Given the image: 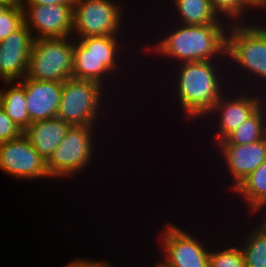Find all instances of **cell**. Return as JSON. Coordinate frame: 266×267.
I'll return each instance as SVG.
<instances>
[{"instance_id":"6da1fadb","label":"cell","mask_w":266,"mask_h":267,"mask_svg":"<svg viewBox=\"0 0 266 267\" xmlns=\"http://www.w3.org/2000/svg\"><path fill=\"white\" fill-rule=\"evenodd\" d=\"M176 24L174 29L168 30L160 40L157 39L158 42L155 41L154 46L147 45L149 54L155 52L159 58L161 55L162 58L166 56L168 61L172 60L177 66L185 62L226 58V34L229 24Z\"/></svg>"},{"instance_id":"7a4b0ae2","label":"cell","mask_w":266,"mask_h":267,"mask_svg":"<svg viewBox=\"0 0 266 267\" xmlns=\"http://www.w3.org/2000/svg\"><path fill=\"white\" fill-rule=\"evenodd\" d=\"M223 60L227 61L226 58H222L211 61L185 62L178 64L179 67H175V69L177 68L175 83L172 82V84H175L173 88H176V92L173 95L180 104L178 106L183 109L181 112L185 116L184 119L195 122L198 117L199 120L206 117L215 107L218 99L225 93L223 87L226 83L225 78H222L224 69L220 68L226 67L222 65L221 61Z\"/></svg>"},{"instance_id":"3957f363","label":"cell","mask_w":266,"mask_h":267,"mask_svg":"<svg viewBox=\"0 0 266 267\" xmlns=\"http://www.w3.org/2000/svg\"><path fill=\"white\" fill-rule=\"evenodd\" d=\"M256 18V22L253 20L251 23L229 24L226 34V59L228 65L230 63L231 67L235 66L233 69L242 71L239 75L245 72V83L251 78L256 83L259 80L263 87V84H266V22H259Z\"/></svg>"},{"instance_id":"277c9868","label":"cell","mask_w":266,"mask_h":267,"mask_svg":"<svg viewBox=\"0 0 266 267\" xmlns=\"http://www.w3.org/2000/svg\"><path fill=\"white\" fill-rule=\"evenodd\" d=\"M104 85L77 78L63 82L57 118L72 126H96L102 112L106 88ZM104 91V92H103Z\"/></svg>"},{"instance_id":"5b68a950","label":"cell","mask_w":266,"mask_h":267,"mask_svg":"<svg viewBox=\"0 0 266 267\" xmlns=\"http://www.w3.org/2000/svg\"><path fill=\"white\" fill-rule=\"evenodd\" d=\"M73 48L72 36L35 39L25 77L54 82L68 80L73 72Z\"/></svg>"},{"instance_id":"8992f818","label":"cell","mask_w":266,"mask_h":267,"mask_svg":"<svg viewBox=\"0 0 266 267\" xmlns=\"http://www.w3.org/2000/svg\"><path fill=\"white\" fill-rule=\"evenodd\" d=\"M96 126H71L47 161V170L51 179L71 178L82 172L92 163ZM89 163V164H88Z\"/></svg>"},{"instance_id":"52a82bcc","label":"cell","mask_w":266,"mask_h":267,"mask_svg":"<svg viewBox=\"0 0 266 267\" xmlns=\"http://www.w3.org/2000/svg\"><path fill=\"white\" fill-rule=\"evenodd\" d=\"M120 4L114 0H74L72 37L121 36L125 9Z\"/></svg>"},{"instance_id":"ba28073f","label":"cell","mask_w":266,"mask_h":267,"mask_svg":"<svg viewBox=\"0 0 266 267\" xmlns=\"http://www.w3.org/2000/svg\"><path fill=\"white\" fill-rule=\"evenodd\" d=\"M165 227L157 238L164 255L154 267H209L208 245L173 223Z\"/></svg>"},{"instance_id":"9c48e42d","label":"cell","mask_w":266,"mask_h":267,"mask_svg":"<svg viewBox=\"0 0 266 267\" xmlns=\"http://www.w3.org/2000/svg\"><path fill=\"white\" fill-rule=\"evenodd\" d=\"M0 170L18 180L50 178L47 162L35 150L23 133L15 139L0 143Z\"/></svg>"},{"instance_id":"30bf717a","label":"cell","mask_w":266,"mask_h":267,"mask_svg":"<svg viewBox=\"0 0 266 267\" xmlns=\"http://www.w3.org/2000/svg\"><path fill=\"white\" fill-rule=\"evenodd\" d=\"M255 85L256 84H254V89L252 87V91L250 90L252 93H247L249 90H245L244 88L242 93H236L237 95L235 96L234 93L230 94L231 91H229V94L226 91L230 87L227 89L225 87V93L218 99L215 107L207 115L210 116L211 119L218 117L216 119L217 121L214 122L218 124L216 128L217 130L215 131L216 134L213 136V138H215V140H213L215 141V145L225 140L233 131L237 129V127L240 126L241 123L249 119L260 108L259 95L257 90H255V88L258 89L257 86H260V83L257 84L256 87Z\"/></svg>"},{"instance_id":"8fae6325","label":"cell","mask_w":266,"mask_h":267,"mask_svg":"<svg viewBox=\"0 0 266 267\" xmlns=\"http://www.w3.org/2000/svg\"><path fill=\"white\" fill-rule=\"evenodd\" d=\"M19 5L34 40L73 36V4Z\"/></svg>"},{"instance_id":"7c38bea8","label":"cell","mask_w":266,"mask_h":267,"mask_svg":"<svg viewBox=\"0 0 266 267\" xmlns=\"http://www.w3.org/2000/svg\"><path fill=\"white\" fill-rule=\"evenodd\" d=\"M33 41L31 31L24 23L0 42V80L17 81L26 76Z\"/></svg>"},{"instance_id":"4fadbf2b","label":"cell","mask_w":266,"mask_h":267,"mask_svg":"<svg viewBox=\"0 0 266 267\" xmlns=\"http://www.w3.org/2000/svg\"><path fill=\"white\" fill-rule=\"evenodd\" d=\"M222 154L228 175L232 176L231 191L266 160V138L252 144H216ZM230 173V174H229Z\"/></svg>"},{"instance_id":"5bb4252c","label":"cell","mask_w":266,"mask_h":267,"mask_svg":"<svg viewBox=\"0 0 266 267\" xmlns=\"http://www.w3.org/2000/svg\"><path fill=\"white\" fill-rule=\"evenodd\" d=\"M26 91L31 123L57 117L63 82L42 81L24 77L19 80Z\"/></svg>"},{"instance_id":"9a60e30c","label":"cell","mask_w":266,"mask_h":267,"mask_svg":"<svg viewBox=\"0 0 266 267\" xmlns=\"http://www.w3.org/2000/svg\"><path fill=\"white\" fill-rule=\"evenodd\" d=\"M118 58L120 57H95L74 38L72 77L92 80L104 84L105 88L106 81L111 80L110 77L112 78L110 75L116 74L115 72L119 68Z\"/></svg>"},{"instance_id":"2e32d148","label":"cell","mask_w":266,"mask_h":267,"mask_svg":"<svg viewBox=\"0 0 266 267\" xmlns=\"http://www.w3.org/2000/svg\"><path fill=\"white\" fill-rule=\"evenodd\" d=\"M70 125L60 118L32 122L23 133L47 162L66 136Z\"/></svg>"},{"instance_id":"e0dca14e","label":"cell","mask_w":266,"mask_h":267,"mask_svg":"<svg viewBox=\"0 0 266 267\" xmlns=\"http://www.w3.org/2000/svg\"><path fill=\"white\" fill-rule=\"evenodd\" d=\"M1 84L4 85L0 87V105L6 115L24 131L31 124L24 85L19 80L3 81Z\"/></svg>"},{"instance_id":"ac0fdd59","label":"cell","mask_w":266,"mask_h":267,"mask_svg":"<svg viewBox=\"0 0 266 267\" xmlns=\"http://www.w3.org/2000/svg\"><path fill=\"white\" fill-rule=\"evenodd\" d=\"M232 192L242 198L240 201H245L243 203L254 216L257 212H262L266 208V160L244 178Z\"/></svg>"},{"instance_id":"d6986e66","label":"cell","mask_w":266,"mask_h":267,"mask_svg":"<svg viewBox=\"0 0 266 267\" xmlns=\"http://www.w3.org/2000/svg\"><path fill=\"white\" fill-rule=\"evenodd\" d=\"M171 1L175 7V15L179 16L175 18L176 20L179 18L176 23L187 25L229 24L213 10L210 0Z\"/></svg>"},{"instance_id":"ffe728a7","label":"cell","mask_w":266,"mask_h":267,"mask_svg":"<svg viewBox=\"0 0 266 267\" xmlns=\"http://www.w3.org/2000/svg\"><path fill=\"white\" fill-rule=\"evenodd\" d=\"M256 227L245 235L240 246L245 267H266V220L261 218Z\"/></svg>"},{"instance_id":"44dd1931","label":"cell","mask_w":266,"mask_h":267,"mask_svg":"<svg viewBox=\"0 0 266 267\" xmlns=\"http://www.w3.org/2000/svg\"><path fill=\"white\" fill-rule=\"evenodd\" d=\"M265 116L259 108L249 119L241 123L225 140L217 144H252L265 137Z\"/></svg>"},{"instance_id":"7402d4cb","label":"cell","mask_w":266,"mask_h":267,"mask_svg":"<svg viewBox=\"0 0 266 267\" xmlns=\"http://www.w3.org/2000/svg\"><path fill=\"white\" fill-rule=\"evenodd\" d=\"M120 36H87L77 39L95 57H120ZM121 44V45H120ZM121 50V53H119Z\"/></svg>"},{"instance_id":"603a6c76","label":"cell","mask_w":266,"mask_h":267,"mask_svg":"<svg viewBox=\"0 0 266 267\" xmlns=\"http://www.w3.org/2000/svg\"><path fill=\"white\" fill-rule=\"evenodd\" d=\"M210 3L218 16L222 20L229 22V24L246 23L249 19L246 17L247 13L252 11V9L243 0H210ZM245 18H247V20H244Z\"/></svg>"},{"instance_id":"cb8c5ba5","label":"cell","mask_w":266,"mask_h":267,"mask_svg":"<svg viewBox=\"0 0 266 267\" xmlns=\"http://www.w3.org/2000/svg\"><path fill=\"white\" fill-rule=\"evenodd\" d=\"M236 245L223 250H210L209 267H245L242 250Z\"/></svg>"},{"instance_id":"d4e9b609","label":"cell","mask_w":266,"mask_h":267,"mask_svg":"<svg viewBox=\"0 0 266 267\" xmlns=\"http://www.w3.org/2000/svg\"><path fill=\"white\" fill-rule=\"evenodd\" d=\"M24 24L23 8L18 4L9 5L0 14V42Z\"/></svg>"},{"instance_id":"484cf974","label":"cell","mask_w":266,"mask_h":267,"mask_svg":"<svg viewBox=\"0 0 266 267\" xmlns=\"http://www.w3.org/2000/svg\"><path fill=\"white\" fill-rule=\"evenodd\" d=\"M23 134V131L11 120L0 105V143L15 139Z\"/></svg>"},{"instance_id":"4316f807","label":"cell","mask_w":266,"mask_h":267,"mask_svg":"<svg viewBox=\"0 0 266 267\" xmlns=\"http://www.w3.org/2000/svg\"><path fill=\"white\" fill-rule=\"evenodd\" d=\"M75 267H114L113 264L111 265V263L108 261V263L104 260L99 261V260H93V259H85L83 257L79 258H75L73 260L70 261Z\"/></svg>"},{"instance_id":"83f0119b","label":"cell","mask_w":266,"mask_h":267,"mask_svg":"<svg viewBox=\"0 0 266 267\" xmlns=\"http://www.w3.org/2000/svg\"><path fill=\"white\" fill-rule=\"evenodd\" d=\"M18 4H73L74 0H17Z\"/></svg>"},{"instance_id":"f1b7e54d","label":"cell","mask_w":266,"mask_h":267,"mask_svg":"<svg viewBox=\"0 0 266 267\" xmlns=\"http://www.w3.org/2000/svg\"><path fill=\"white\" fill-rule=\"evenodd\" d=\"M253 11L257 12V9H261L266 12V0H243ZM265 9V10H264ZM266 14V13H265Z\"/></svg>"},{"instance_id":"f546056e","label":"cell","mask_w":266,"mask_h":267,"mask_svg":"<svg viewBox=\"0 0 266 267\" xmlns=\"http://www.w3.org/2000/svg\"><path fill=\"white\" fill-rule=\"evenodd\" d=\"M264 87V88H263ZM261 87V90H264V93L260 90L258 92V95H259V99H260V108L263 110L264 112V116H265V119H266V86L264 84V86ZM261 93V94H260ZM263 93V94H262ZM261 95V96H260ZM265 96V97H264ZM264 97V98H263Z\"/></svg>"},{"instance_id":"4dcf8cb0","label":"cell","mask_w":266,"mask_h":267,"mask_svg":"<svg viewBox=\"0 0 266 267\" xmlns=\"http://www.w3.org/2000/svg\"><path fill=\"white\" fill-rule=\"evenodd\" d=\"M9 6L6 1H0V14Z\"/></svg>"},{"instance_id":"1f68e13d","label":"cell","mask_w":266,"mask_h":267,"mask_svg":"<svg viewBox=\"0 0 266 267\" xmlns=\"http://www.w3.org/2000/svg\"><path fill=\"white\" fill-rule=\"evenodd\" d=\"M0 1H6L9 5L17 3V0H0Z\"/></svg>"},{"instance_id":"d6a6232c","label":"cell","mask_w":266,"mask_h":267,"mask_svg":"<svg viewBox=\"0 0 266 267\" xmlns=\"http://www.w3.org/2000/svg\"><path fill=\"white\" fill-rule=\"evenodd\" d=\"M64 267H75L71 262H68Z\"/></svg>"},{"instance_id":"836d02e7","label":"cell","mask_w":266,"mask_h":267,"mask_svg":"<svg viewBox=\"0 0 266 267\" xmlns=\"http://www.w3.org/2000/svg\"><path fill=\"white\" fill-rule=\"evenodd\" d=\"M265 138H266V120H265Z\"/></svg>"}]
</instances>
